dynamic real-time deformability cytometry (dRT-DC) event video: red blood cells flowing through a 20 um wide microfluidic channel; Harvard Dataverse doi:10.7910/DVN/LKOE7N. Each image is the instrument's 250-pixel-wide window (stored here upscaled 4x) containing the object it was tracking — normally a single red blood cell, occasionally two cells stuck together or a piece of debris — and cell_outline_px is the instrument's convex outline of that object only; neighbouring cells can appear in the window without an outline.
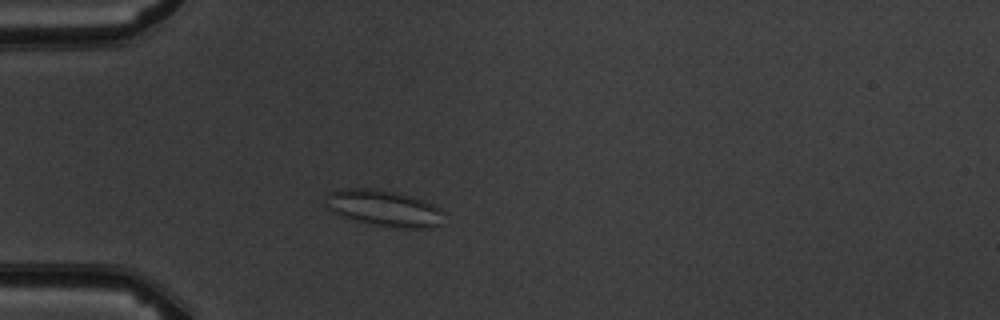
{"species": "common noctule bat (a hibernating species)", "species_latin": "Nyctalus noctula", "temperature_condition": "warm", "stored_images_in_passage": 5, "camera_frame_rate_fps": 3000, "um_per_image_px": 0.085, "animal": {"sex": "male", "body_mass_g": 19.5, "forearm_length_mm": 54.6}, "frame": {"image": 1, "passage_image": 4, "time_ms": 3.333, "image_size_px": [1000, 320], "cell_outline_px": [[444, 212], [440, 224], [432, 228], [400, 228], [376, 224], [340, 216], [332, 212], [324, 204], [328, 192], [344, 188], [372, 188], [396, 192], [412, 196], [424, 200], [440, 208]], "centroid_in_image_um": [32.63, 17.68], "position_along_channel_um": 52.4, "area_um2": 24.97}}